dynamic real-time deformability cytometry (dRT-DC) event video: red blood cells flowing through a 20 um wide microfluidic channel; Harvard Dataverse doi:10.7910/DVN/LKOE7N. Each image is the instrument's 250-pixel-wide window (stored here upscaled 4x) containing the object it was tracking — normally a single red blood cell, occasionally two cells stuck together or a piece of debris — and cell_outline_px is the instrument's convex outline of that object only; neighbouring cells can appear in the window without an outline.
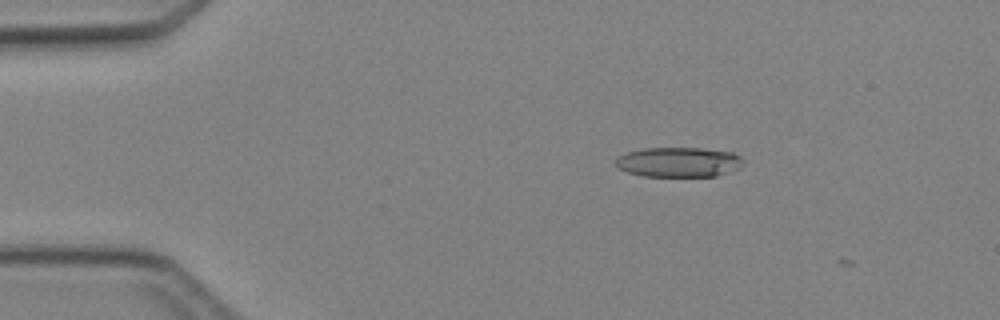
{"species": "Egyptian fruit bat (a non-hibernating species)", "species_latin": "Rousettus aegyptiacus", "temperature_condition": "cold", "stored_images_in_passage": 5, "camera_frame_rate_fps": 3000, "um_per_image_px": 0.085, "animal": {"sex": "female"}, "frame": {"image": 1, "passage_image": 2, "time_ms": 1.333, "image_size_px": [1000, 320], "cell_outline_px": [[744, 164], [740, 168], [716, 176], [644, 176], [628, 172], [616, 168], [616, 160], [620, 156], [628, 152], [644, 148], [700, 148], [732, 152], [740, 156], [744, 160]], "centroid_in_image_um": [57.72, 13.78], "position_along_channel_um": 27.3, "area_um2": 22.2}}
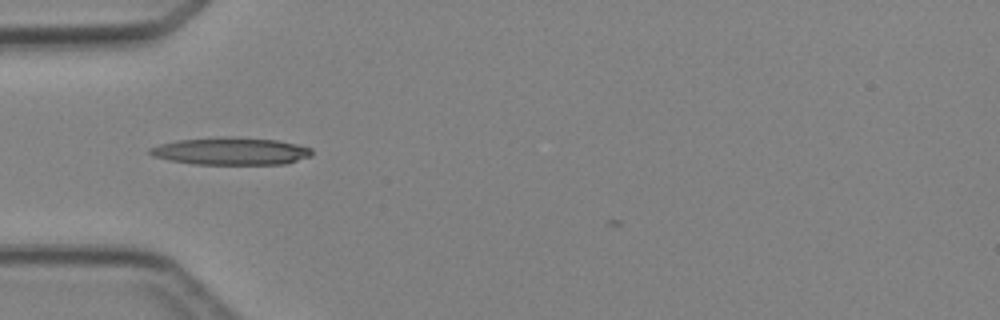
{"frame": {"image": 2, "passage_image": 4, "time_ms": 3.667, "image_size_px": [1000, 320], "cell_outline_px": [[312, 156], [284, 164], [196, 164], [168, 160], [152, 156], [148, 152], [148, 148], [160, 144], [176, 140], [232, 136], [276, 140], [296, 144], [312, 148]], "centroid_in_image_um": [19.61, 12.84], "position_along_channel_um": 65.4, "area_um2": 25.95}}